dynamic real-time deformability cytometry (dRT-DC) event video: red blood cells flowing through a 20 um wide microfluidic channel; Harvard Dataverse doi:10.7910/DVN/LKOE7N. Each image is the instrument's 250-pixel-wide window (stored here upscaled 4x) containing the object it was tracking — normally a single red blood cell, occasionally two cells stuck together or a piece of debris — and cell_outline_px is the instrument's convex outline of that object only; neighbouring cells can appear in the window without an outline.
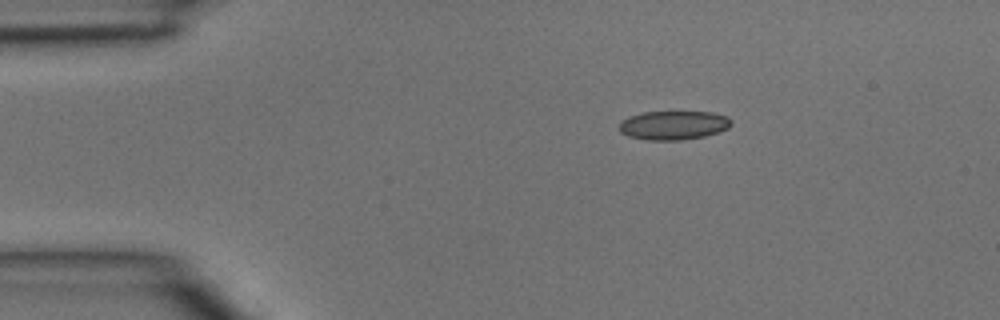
{"species": "common noctule bat (a hibernating species)", "species_latin": "Nyctalus noctula", "temperature_condition": "room temperature", "stored_images_in_passage": 2, "camera_frame_rate_fps": 3000, "um_per_image_px": 0.085, "animal": {"sex": "male", "body_mass_g": 15.6}, "frame": {"image": 1, "passage_image": 1, "time_ms": 0.0, "image_size_px": [1000, 320], "cell_outline_px": [[732, 124], [728, 128], [704, 136], [680, 140], [648, 140], [628, 136], [620, 132], [620, 120], [628, 116], [644, 112], [712, 112], [728, 116], [732, 120]], "centroid_in_image_um": [57.24, 10.64], "position_along_channel_um": 27.8, "area_um2": 18.9}}